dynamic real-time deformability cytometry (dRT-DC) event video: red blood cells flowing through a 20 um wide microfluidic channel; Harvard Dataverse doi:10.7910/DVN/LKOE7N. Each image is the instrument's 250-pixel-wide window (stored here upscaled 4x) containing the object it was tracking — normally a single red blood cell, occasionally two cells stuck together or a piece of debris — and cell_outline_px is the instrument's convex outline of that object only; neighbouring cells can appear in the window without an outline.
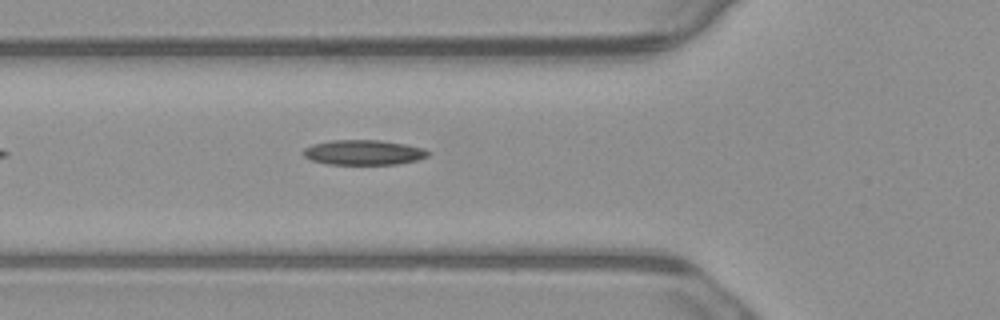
{"species": "common noctule bat (a hibernating species)", "species_latin": "Nyctalus noctula", "temperature_condition": "warm", "stored_images_in_passage": 5, "camera_frame_rate_fps": 3000, "um_per_image_px": 0.085, "animal": {"sex": "male", "body_mass_g": 23.1, "forearm_length_mm": 52.7}, "frame": {"image": 1, "passage_image": 5, "time_ms": 1.333, "image_size_px": [1000, 320], "cell_outline_px": [[432, 152], [428, 156], [416, 160], [396, 164], [328, 164], [312, 160], [304, 156], [304, 148], [312, 144], [332, 140], [380, 140], [404, 144], [424, 148]], "centroid_in_image_um": [30.92, 12.95], "position_along_channel_um": 94.9, "area_um2": 18.09}}